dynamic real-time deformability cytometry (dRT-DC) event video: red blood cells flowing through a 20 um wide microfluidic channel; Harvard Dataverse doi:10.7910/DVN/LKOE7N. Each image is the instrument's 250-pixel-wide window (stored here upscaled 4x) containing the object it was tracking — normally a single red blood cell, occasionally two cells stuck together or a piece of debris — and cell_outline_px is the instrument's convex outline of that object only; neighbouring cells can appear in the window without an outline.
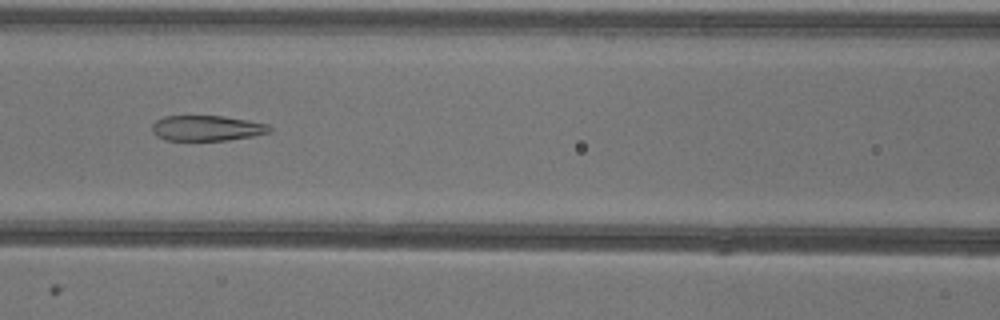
{"species": "common noctule bat (a hibernating species)", "species_latin": "Nyctalus noctula", "temperature_condition": "warm", "stored_images_in_passage": 51, "camera_frame_rate_fps": 3000, "um_per_image_px": 0.085, "animal": {"sex": "female"}, "frame": {"image": 1, "passage_image": 21, "time_ms": 6.667, "image_size_px": [1000, 320], "cell_outline_px": [[272, 128], [268, 132], [252, 136], [228, 140], [164, 140], [156, 136], [152, 132], [152, 124], [156, 120], [164, 116], [224, 116], [248, 120], [268, 124]], "centroid_in_image_um": [17.55, 10.89], "position_along_channel_um": 149.1, "area_um2": 17.4}}
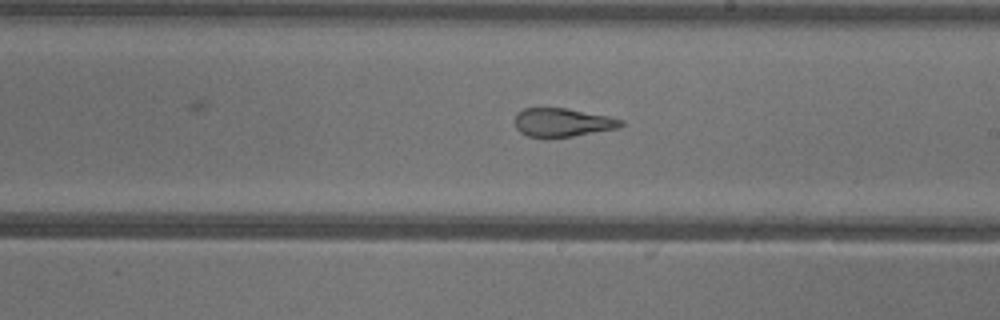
{"frame": {"image": 2, "passage_image": 28, "time_ms": 9.0, "image_size_px": [1000, 320], "cell_outline_px": [[624, 124], [620, 128], [572, 136], [544, 140], [528, 136], [520, 132], [516, 128], [512, 120], [516, 112], [524, 108], [564, 108], [608, 116], [624, 120]], "centroid_in_image_um": [47.74, 10.43], "position_along_channel_um": 241.3, "area_um2": 18.21}}
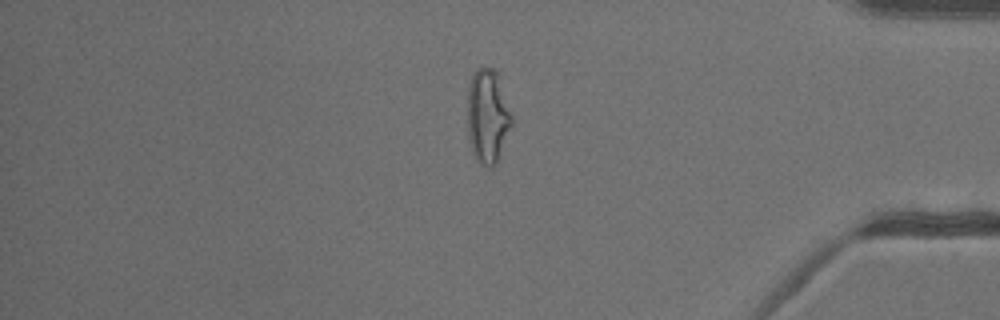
{"frame": {"image": 3, "passage_image": 42, "time_ms": 13.667, "image_size_px": [1000, 320], "cell_outline_px": [[512, 124], [496, 160], [492, 168], [484, 168], [480, 164], [472, 152], [468, 140], [468, 88], [472, 76], [476, 68], [496, 68], [500, 72], [512, 116]], "centroid_in_image_um": [41.45, 9.82], "position_along_channel_um": 393.7, "area_um2": 24.57}, "authors_computed_cell_mechanics": {"area_um2": 19.1318, "velocity_mm_per_s": 3.9524, "shape_relaxation_time_tau1_ms": null, "shape_relaxation_time_tau2_ms": 1.5885, "deformation_change_tau1": null, "deformation_change_tau2": 0.09}}